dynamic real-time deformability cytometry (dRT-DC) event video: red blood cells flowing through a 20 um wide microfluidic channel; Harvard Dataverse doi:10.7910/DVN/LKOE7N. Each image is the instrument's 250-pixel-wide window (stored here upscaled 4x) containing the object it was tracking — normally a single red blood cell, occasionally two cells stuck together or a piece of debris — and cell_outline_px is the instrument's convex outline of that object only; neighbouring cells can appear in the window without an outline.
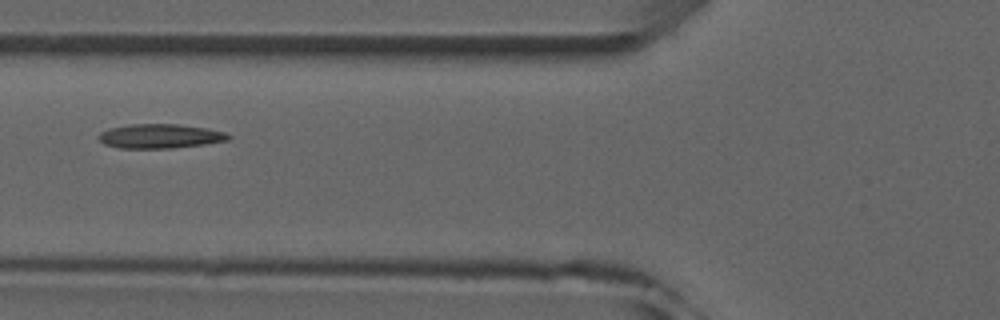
{"species": "common noctule bat (a hibernating species)", "species_latin": "Nyctalus noctula", "temperature_condition": "room temperature", "stored_images_in_passage": 5, "camera_frame_rate_fps": 3000, "um_per_image_px": 0.085, "animal": {"sex": "male", "forearm_length_mm": 52.5}, "frame": {"image": 1, "passage_image": 5, "time_ms": 4.667, "image_size_px": [1000, 320], "cell_outline_px": [[232, 140], [204, 144], [172, 148], [120, 148], [104, 144], [96, 136], [100, 132], [108, 128], [132, 124], [180, 124], [208, 128], [224, 132], [232, 136]], "centroid_in_image_um": [13.62, 11.57], "position_along_channel_um": 112.2, "area_um2": 18.55}}